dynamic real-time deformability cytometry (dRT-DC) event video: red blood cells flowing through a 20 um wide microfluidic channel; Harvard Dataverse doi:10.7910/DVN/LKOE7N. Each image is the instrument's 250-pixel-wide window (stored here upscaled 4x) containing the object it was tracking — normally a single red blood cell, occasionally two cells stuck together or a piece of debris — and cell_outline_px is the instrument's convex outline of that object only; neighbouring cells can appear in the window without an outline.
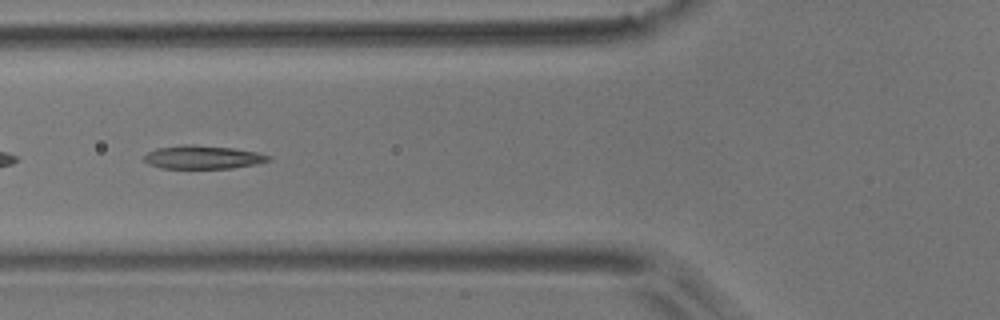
{"species": "common noctule bat (a hibernating species)", "species_latin": "Nyctalus noctula", "temperature_condition": "room temperature", "stored_images_in_passage": 41, "camera_frame_rate_fps": 3000, "um_per_image_px": 0.085, "animal": {"sex": "male", "body_mass_g": 17.9}, "frame": {"image": 1, "passage_image": 7, "time_ms": 2.0, "image_size_px": [1000, 320], "cell_outline_px": [[272, 160], [256, 164], [232, 168], [160, 168], [148, 164], [144, 160], [144, 156], [148, 152], [156, 148], [184, 144], [192, 144], [232, 148], [256, 152], [272, 156]], "centroid_in_image_um": [17.24, 13.36], "position_along_channel_um": 108.6, "area_um2": 16.99}}
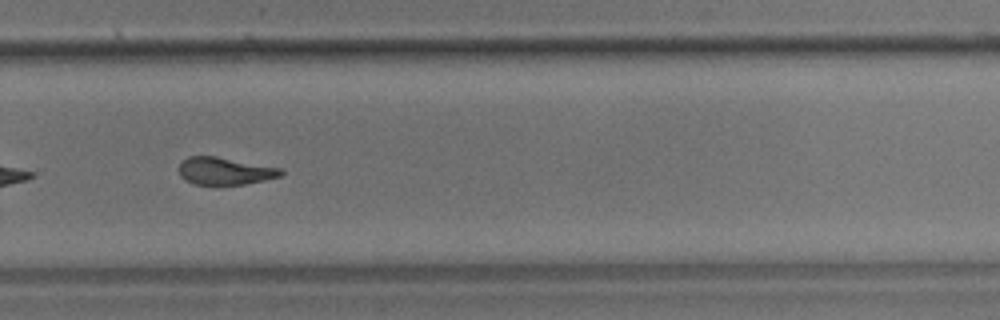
{"frame": {"image": 2, "passage_image": 23, "time_ms": 7.333, "image_size_px": [1000, 320], "cell_outline_px": [[284, 172], [280, 176], [264, 180], [244, 184], [196, 184], [184, 180], [180, 176], [180, 164], [188, 156], [216, 156], [284, 168]], "centroid_in_image_um": [19.15, 14.52], "position_along_channel_um": 310.6, "area_um2": 16.24}, "authors_computed_cell_mechanics": {"area_um2": 17.1088, "velocity_mm_per_s": 3.7979, "shape_relaxation_time_tau1_ms": 8.0825, "shape_relaxation_time_tau2_ms": 2.2531, "deformation_change_tau1": 0.2197, "deformation_change_tau2": 0.096}}